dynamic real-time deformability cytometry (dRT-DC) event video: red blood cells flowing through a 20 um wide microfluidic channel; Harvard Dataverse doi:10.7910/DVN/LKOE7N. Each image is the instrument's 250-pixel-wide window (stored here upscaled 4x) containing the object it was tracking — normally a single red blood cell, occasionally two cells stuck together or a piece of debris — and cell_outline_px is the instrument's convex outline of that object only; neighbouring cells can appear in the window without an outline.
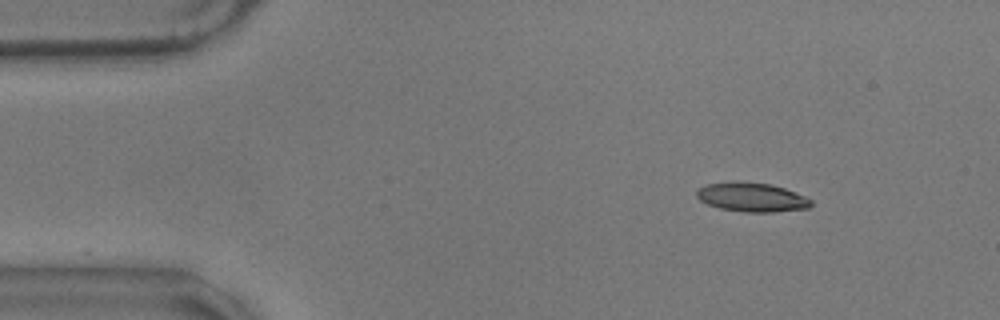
{"species": "common noctule bat (a hibernating species)", "species_latin": "Nyctalus noctula", "temperature_condition": "warm", "stored_images_in_passage": 31, "camera_frame_rate_fps": 3000, "um_per_image_px": 0.085, "animal": {"sex": "male", "body_mass_g": 17.9}, "frame": {"image": 1, "passage_image": 1, "time_ms": 0.0, "image_size_px": [1000, 320], "cell_outline_px": [[812, 204], [808, 208], [772, 212], [744, 212], [720, 208], [708, 204], [700, 200], [696, 196], [696, 192], [700, 188], [708, 184], [732, 180], [736, 180], [772, 184], [784, 188], [804, 196], [812, 200]], "centroid_in_image_um": [63.89, 16.75], "position_along_channel_um": 21.1, "area_um2": 19.48}}
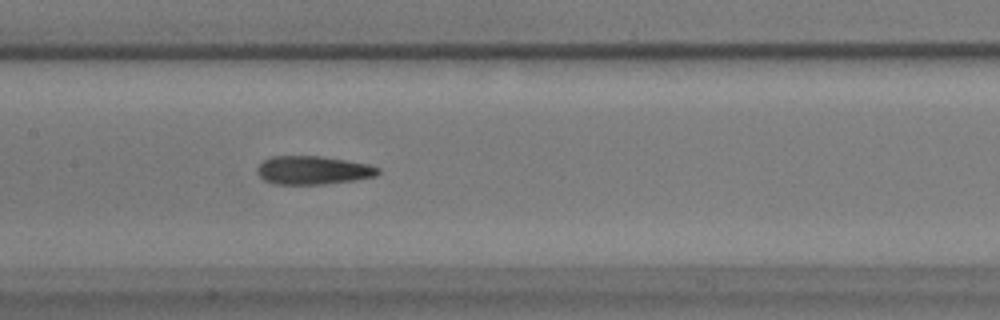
{"frame": {"image": 2, "passage_image": 21, "time_ms": 6.667, "image_size_px": [1000, 320], "cell_outline_px": [[380, 172], [376, 176], [356, 180], [324, 184], [272, 184], [264, 180], [256, 172], [256, 168], [264, 160], [272, 156], [320, 156], [368, 164], [380, 168]], "centroid_in_image_um": [26.6, 14.47], "position_along_channel_um": 180.8, "area_um2": 20.06}}
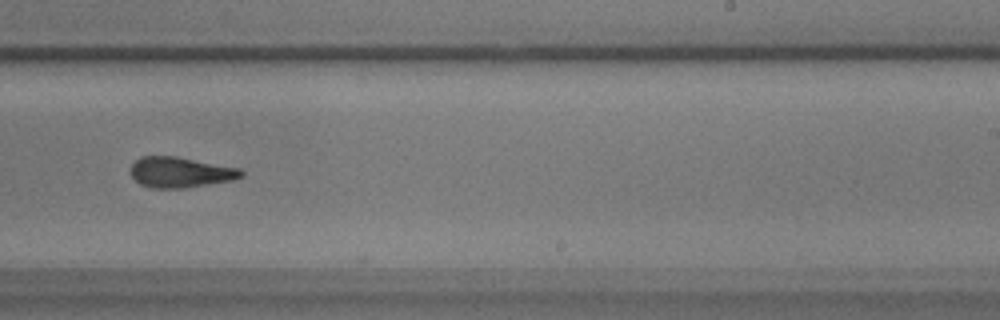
{"frame": {"image": 3, "passage_image": 29, "time_ms": 9.333, "image_size_px": [1000, 320], "cell_outline_px": [[244, 176], [232, 180], [184, 188], [152, 188], [140, 184], [132, 176], [132, 164], [140, 156], [176, 156], [240, 168], [244, 172]], "centroid_in_image_um": [15.35, 14.64], "position_along_channel_um": 273.6, "area_um2": 19.59}}